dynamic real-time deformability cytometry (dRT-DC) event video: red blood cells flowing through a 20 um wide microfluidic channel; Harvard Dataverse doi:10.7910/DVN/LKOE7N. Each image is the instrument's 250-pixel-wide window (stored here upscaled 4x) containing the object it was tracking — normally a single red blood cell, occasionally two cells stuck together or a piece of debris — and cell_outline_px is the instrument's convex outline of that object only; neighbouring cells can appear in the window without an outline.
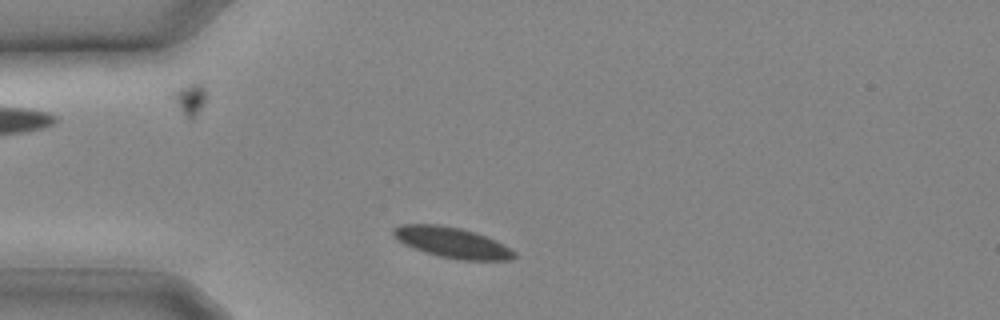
{"species": "common noctule bat (a hibernating species)", "species_latin": "Nyctalus noctula", "temperature_condition": "cold", "stored_images_in_passage": 5, "camera_frame_rate_fps": 3000, "um_per_image_px": 0.085, "animal": {"sex": "male", "body_mass_g": 20.4}, "frame": {"image": 1, "passage_image": 2, "time_ms": 0.333, "image_size_px": [1000, 320], "cell_outline_px": [[516, 256], [508, 260], [456, 260], [424, 252], [404, 244], [396, 240], [392, 232], [392, 228], [400, 224], [440, 224], [460, 228], [496, 240], [504, 244], [516, 252]], "centroid_in_image_um": [38.39, 20.61], "position_along_channel_um": 46.6, "area_um2": 21.62}}
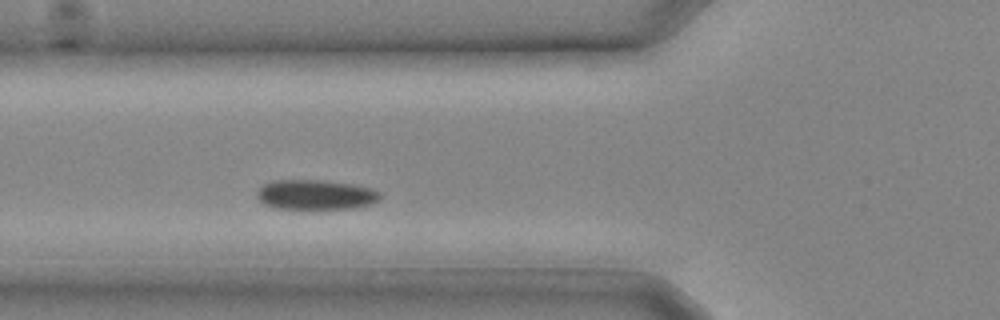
{"frame": {"image": 2, "passage_image": 5, "time_ms": 1.333, "image_size_px": [1000, 320], "cell_outline_px": [[380, 200], [368, 204], [352, 208], [272, 208], [264, 204], [256, 196], [256, 192], [264, 184], [276, 180], [320, 180], [352, 184], [372, 188], [380, 192]], "centroid_in_image_um": [26.81, 16.54], "position_along_channel_um": 99.0, "area_um2": 21.21}}